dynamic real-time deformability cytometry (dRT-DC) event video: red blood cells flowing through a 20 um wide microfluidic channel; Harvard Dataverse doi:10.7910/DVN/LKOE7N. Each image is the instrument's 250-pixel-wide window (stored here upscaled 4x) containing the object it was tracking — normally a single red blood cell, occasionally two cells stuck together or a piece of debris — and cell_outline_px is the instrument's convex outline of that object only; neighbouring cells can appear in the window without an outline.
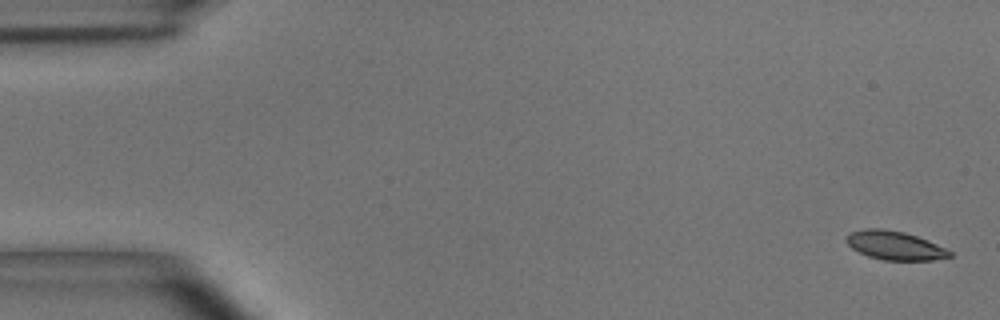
{"species": "common noctule bat (a hibernating species)", "species_latin": "Nyctalus noctula", "temperature_condition": "room temperature", "stored_images_in_passage": 4, "camera_frame_rate_fps": 3000, "um_per_image_px": 0.085, "animal": {"sex": "male", "body_mass_g": 15.6}, "frame": {"image": 1, "passage_image": 1, "time_ms": 0.0, "image_size_px": [1000, 320], "cell_outline_px": [[952, 256], [932, 260], [884, 260], [868, 256], [852, 248], [844, 240], [844, 236], [852, 232], [864, 228], [884, 228], [904, 232], [928, 240], [952, 252]], "centroid_in_image_um": [76.02, 20.85], "position_along_channel_um": 9.0, "area_um2": 17.28}}
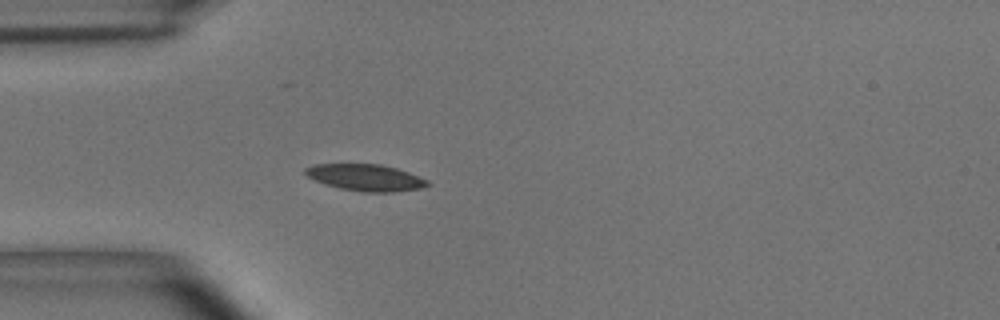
{"frame": {"image": 2, "passage_image": 4, "time_ms": 1.0, "image_size_px": [1000, 320], "cell_outline_px": [[432, 184], [420, 188], [396, 192], [364, 192], [340, 188], [324, 184], [304, 176], [304, 168], [316, 164], [380, 164], [396, 168], [408, 172], [428, 180]], "centroid_in_image_um": [31.05, 15.09], "position_along_channel_um": 53.9, "area_um2": 19.07}}